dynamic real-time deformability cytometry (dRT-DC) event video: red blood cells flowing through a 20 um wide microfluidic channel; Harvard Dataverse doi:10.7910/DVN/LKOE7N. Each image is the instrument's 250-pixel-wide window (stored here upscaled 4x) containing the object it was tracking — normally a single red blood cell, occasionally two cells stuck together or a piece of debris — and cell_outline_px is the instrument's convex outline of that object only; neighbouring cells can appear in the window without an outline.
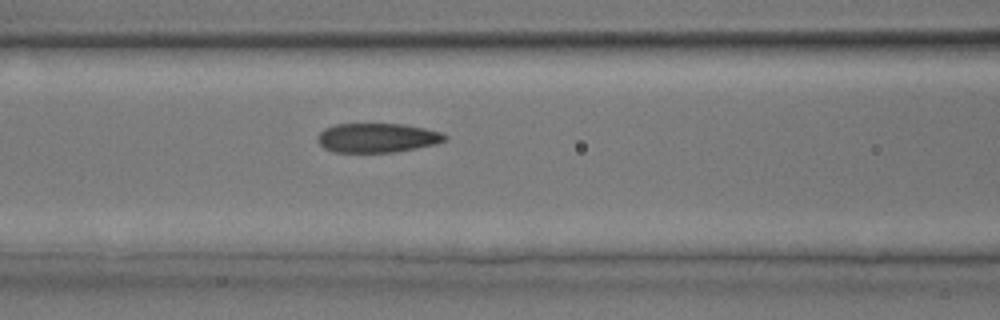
{"species": "common noctule bat (a hibernating species)", "species_latin": "Nyctalus noctula", "temperature_condition": "room temperature", "stored_images_in_passage": 5, "camera_frame_rate_fps": 3000, "um_per_image_px": 0.085, "animal": {"sex": "male", "body_mass_g": 17.9, "forearm_length_mm": 54.2}, "frame": {"image": 1, "passage_image": 5, "time_ms": 4.667, "image_size_px": [1000, 320], "cell_outline_px": [[448, 140], [436, 144], [396, 152], [332, 152], [324, 148], [316, 140], [316, 136], [324, 128], [336, 124], [404, 124], [424, 128], [440, 132], [448, 136]], "centroid_in_image_um": [32.05, 11.72], "position_along_channel_um": 134.5, "area_um2": 21.91}}